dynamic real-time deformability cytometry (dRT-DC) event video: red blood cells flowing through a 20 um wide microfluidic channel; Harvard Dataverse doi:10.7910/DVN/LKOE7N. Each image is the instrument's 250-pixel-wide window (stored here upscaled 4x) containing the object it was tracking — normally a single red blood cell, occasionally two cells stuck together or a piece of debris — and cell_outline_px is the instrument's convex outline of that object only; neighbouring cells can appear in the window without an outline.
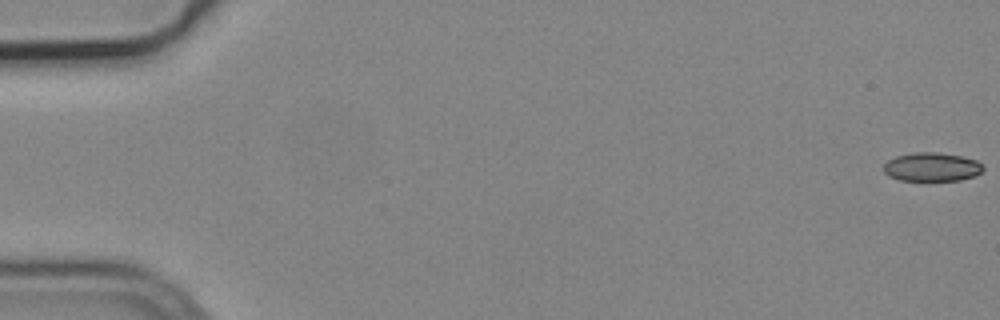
{"species": "common noctule bat (a hibernating species)", "species_latin": "Nyctalus noctula", "temperature_condition": "cold", "stored_images_in_passage": 6, "camera_frame_rate_fps": 3000, "um_per_image_px": 0.085, "animal": {"sex": "male", "body_mass_g": 19.2, "forearm_length_mm": 51.8}, "frame": {"image": 1, "passage_image": 1, "time_ms": 0.0, "image_size_px": [1000, 320], "cell_outline_px": [[984, 168], [976, 176], [960, 180], [900, 180], [888, 176], [884, 172], [884, 164], [888, 160], [896, 156], [912, 152], [936, 152], [960, 156], [976, 160], [984, 164]], "centroid_in_image_um": [79.21, 14.19], "position_along_channel_um": 5.8, "area_um2": 16.7}}
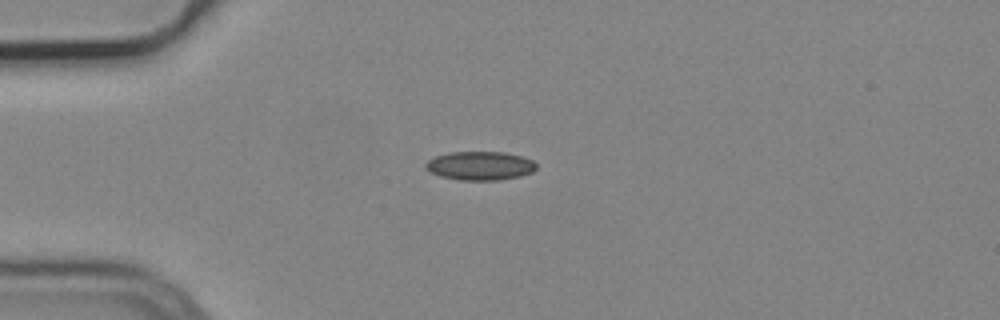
{"frame": {"image": 2, "passage_image": 5, "time_ms": 1.333, "image_size_px": [1000, 320], "cell_outline_px": [[536, 168], [532, 172], [520, 176], [500, 180], [460, 180], [440, 176], [424, 168], [424, 164], [428, 160], [436, 156], [448, 152], [504, 152], [524, 156], [532, 160], [536, 164]], "centroid_in_image_um": [40.81, 14.08], "position_along_channel_um": 44.2, "area_um2": 18.61}}